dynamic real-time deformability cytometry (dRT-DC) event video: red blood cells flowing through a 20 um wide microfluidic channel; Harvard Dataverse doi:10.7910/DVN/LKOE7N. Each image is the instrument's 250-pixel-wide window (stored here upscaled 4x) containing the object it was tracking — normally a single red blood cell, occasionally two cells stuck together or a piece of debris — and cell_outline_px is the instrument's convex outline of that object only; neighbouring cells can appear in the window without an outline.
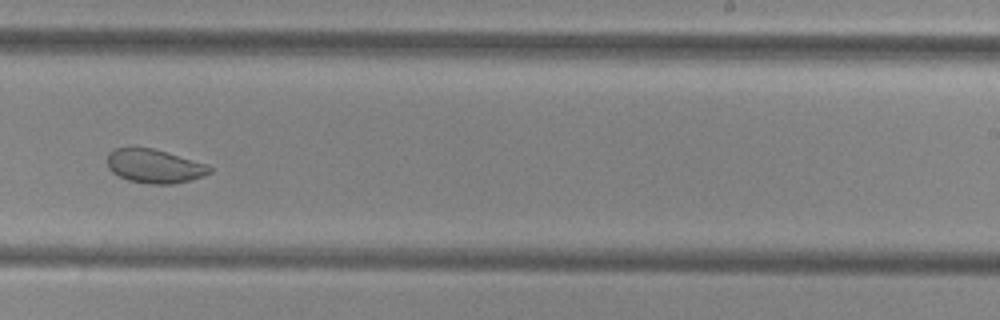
{"species": "common noctule bat (a hibernating species)", "species_latin": "Nyctalus noctula", "temperature_condition": "cold", "stored_images_in_passage": 38, "camera_frame_rate_fps": 3000, "um_per_image_px": 0.085, "animal": {"sex": "female", "body_mass_g": 29.2, "forearm_length_mm": 56.3}, "frame": {"image": 1, "passage_image": 22, "time_ms": 7.0, "image_size_px": [1000, 320], "cell_outline_px": [[212, 172], [204, 176], [192, 180], [172, 184], [148, 184], [128, 180], [112, 172], [108, 168], [108, 152], [116, 148], [152, 148], [208, 164], [212, 168]], "centroid_in_image_um": [13.16, 14.13], "position_along_channel_um": 275.8, "area_um2": 20.17}}